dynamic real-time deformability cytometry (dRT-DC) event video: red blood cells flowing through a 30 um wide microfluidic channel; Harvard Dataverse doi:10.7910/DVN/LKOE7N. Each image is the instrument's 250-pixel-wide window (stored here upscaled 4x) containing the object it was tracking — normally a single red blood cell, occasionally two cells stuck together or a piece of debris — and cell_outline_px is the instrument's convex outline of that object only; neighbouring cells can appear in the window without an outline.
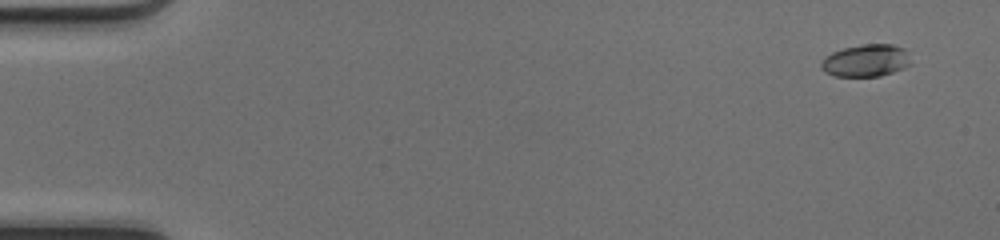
{"species": "common noctule bat (a hibernating species)", "species_latin": "Nyctalus noctula", "temperature_condition": "cold", "stored_images_in_passage": 51, "camera_frame_rate_fps": 3000, "um_per_image_px": 0.085, "animal": {"sex": "female", "body_mass_g": 17.0, "forearm_length_mm": 48.0}, "frame": {"image": 1, "passage_image": 4, "time_ms": 1.0, "image_size_px": [1000, 240], "cell_outline_px": [[912, 64], [904, 68], [880, 76], [836, 76], [824, 72], [820, 68], [820, 60], [824, 56], [832, 52], [844, 48], [864, 44], [892, 44], [904, 48]], "centroid_in_image_um": [73.57, 5.15], "position_along_channel_um": 11.4, "area_um2": 16.99}}
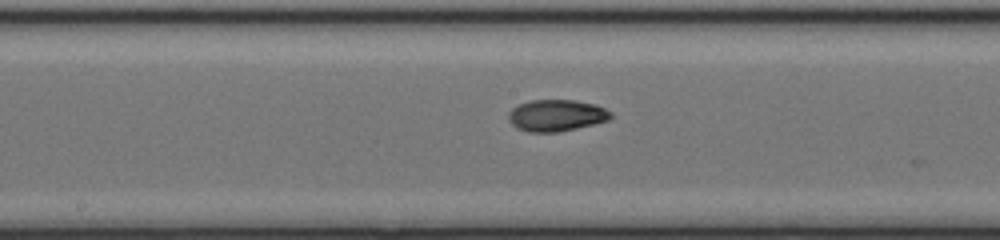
{"frame": {"image": 2, "passage_image": 28, "time_ms": 9.0, "image_size_px": [1000, 240], "cell_outline_px": [[612, 116], [608, 120], [576, 128], [556, 132], [528, 132], [516, 128], [508, 120], [508, 112], [512, 108], [520, 104], [532, 100], [572, 100], [596, 104], [612, 112]], "centroid_in_image_um": [47.27, 9.81], "position_along_channel_um": 200.9, "area_um2": 18.79}}
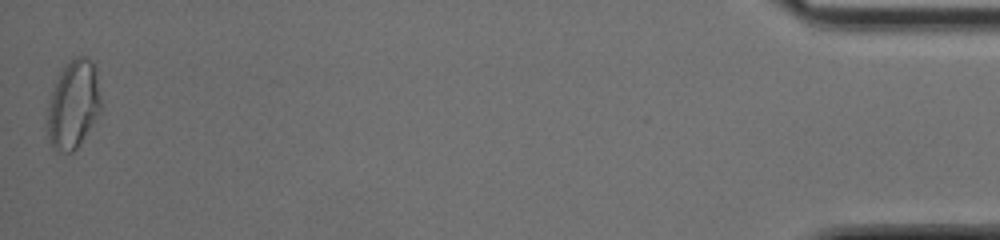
{"frame": {"image": 3, "passage_image": 51, "time_ms": 16.667, "image_size_px": [1000, 240], "cell_outline_px": [[100, 112], [76, 148], [72, 152], [56, 152], [52, 148], [48, 136], [48, 104], [56, 80], [60, 72], [68, 60], [72, 56], [88, 56], [96, 64], [100, 100]], "centroid_in_image_um": [6.23, 8.83], "position_along_channel_um": 429.0, "area_um2": 27.57}, "authors_computed_cell_mechanics": {"area_um2": 18.2648, "velocity_mm_per_s": 4.2044, "shape_relaxation_time_tau1_ms": 6.643, "shape_relaxation_time_tau2_ms": 2.0899, "deformation_change_tau1": 0.2079, "deformation_change_tau2": 0.0546}}